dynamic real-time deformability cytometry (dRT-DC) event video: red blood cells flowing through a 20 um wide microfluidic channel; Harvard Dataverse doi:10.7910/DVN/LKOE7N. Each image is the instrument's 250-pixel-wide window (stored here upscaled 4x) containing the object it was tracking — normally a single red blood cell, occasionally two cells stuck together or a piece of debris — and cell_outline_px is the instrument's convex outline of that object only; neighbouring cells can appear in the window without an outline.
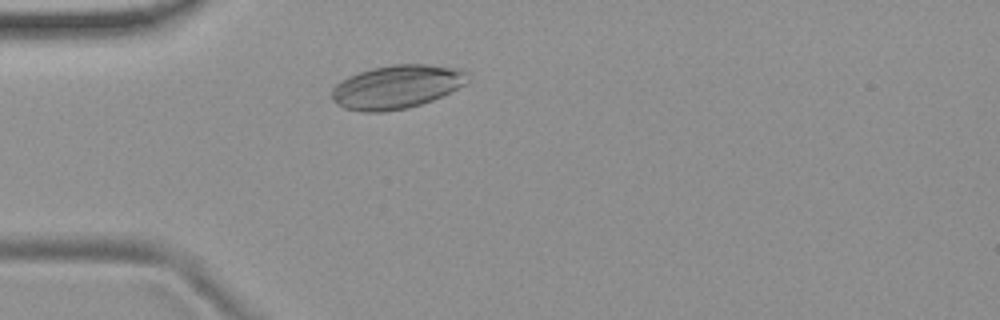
{"species": "common noctule bat (a hibernating species)", "species_latin": "Nyctalus noctula", "temperature_condition": "room temperature", "stored_images_in_passage": 2, "camera_frame_rate_fps": 3000, "um_per_image_px": 0.085, "animal": {"sex": "female", "body_mass_g": 19.9}, "frame": {"image": 1, "passage_image": 2, "time_ms": 2.0, "image_size_px": [1000, 320], "cell_outline_px": [[468, 72], [464, 84], [432, 100], [408, 108], [384, 112], [360, 112], [344, 108], [336, 104], [328, 96], [328, 92], [340, 80], [348, 76], [372, 68], [392, 64], [428, 64], [464, 68]], "centroid_in_image_um": [33.64, 7.38], "position_along_channel_um": 51.4, "area_um2": 34.85}}